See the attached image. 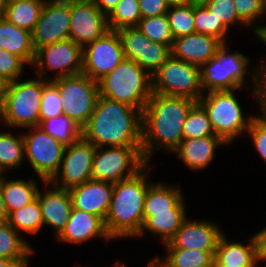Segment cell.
Masks as SVG:
<instances>
[{"label": "cell", "mask_w": 266, "mask_h": 267, "mask_svg": "<svg viewBox=\"0 0 266 267\" xmlns=\"http://www.w3.org/2000/svg\"><path fill=\"white\" fill-rule=\"evenodd\" d=\"M183 198L181 186L153 182L144 199V222L153 216V213L170 212Z\"/></svg>", "instance_id": "27"}, {"label": "cell", "mask_w": 266, "mask_h": 267, "mask_svg": "<svg viewBox=\"0 0 266 267\" xmlns=\"http://www.w3.org/2000/svg\"><path fill=\"white\" fill-rule=\"evenodd\" d=\"M227 144L217 135L182 139L172 152L191 170L200 171L214 161L216 149Z\"/></svg>", "instance_id": "23"}, {"label": "cell", "mask_w": 266, "mask_h": 267, "mask_svg": "<svg viewBox=\"0 0 266 267\" xmlns=\"http://www.w3.org/2000/svg\"><path fill=\"white\" fill-rule=\"evenodd\" d=\"M257 26V27H256ZM253 29V34L256 36L259 41L266 45V24L264 25H256ZM266 58L262 57V60L259 62L258 65L260 72L262 73L266 69Z\"/></svg>", "instance_id": "47"}, {"label": "cell", "mask_w": 266, "mask_h": 267, "mask_svg": "<svg viewBox=\"0 0 266 267\" xmlns=\"http://www.w3.org/2000/svg\"><path fill=\"white\" fill-rule=\"evenodd\" d=\"M96 237L112 240L106 231L104 220L92 213L72 208L66 227L57 239L61 243L83 244Z\"/></svg>", "instance_id": "21"}, {"label": "cell", "mask_w": 266, "mask_h": 267, "mask_svg": "<svg viewBox=\"0 0 266 267\" xmlns=\"http://www.w3.org/2000/svg\"><path fill=\"white\" fill-rule=\"evenodd\" d=\"M222 235L223 232L216 223L208 220H189L187 217L173 238L163 246L208 251L214 257Z\"/></svg>", "instance_id": "18"}, {"label": "cell", "mask_w": 266, "mask_h": 267, "mask_svg": "<svg viewBox=\"0 0 266 267\" xmlns=\"http://www.w3.org/2000/svg\"><path fill=\"white\" fill-rule=\"evenodd\" d=\"M194 25L196 33L215 37L222 43H226L225 38H227L226 34L230 27L222 20H218L204 4L194 3Z\"/></svg>", "instance_id": "35"}, {"label": "cell", "mask_w": 266, "mask_h": 267, "mask_svg": "<svg viewBox=\"0 0 266 267\" xmlns=\"http://www.w3.org/2000/svg\"><path fill=\"white\" fill-rule=\"evenodd\" d=\"M26 129H30V132L22 133L25 157L39 179L49 181L59 169L65 146L39 126Z\"/></svg>", "instance_id": "11"}, {"label": "cell", "mask_w": 266, "mask_h": 267, "mask_svg": "<svg viewBox=\"0 0 266 267\" xmlns=\"http://www.w3.org/2000/svg\"><path fill=\"white\" fill-rule=\"evenodd\" d=\"M229 50L227 43H222L216 50L215 56L200 67L203 92L205 93L206 90L207 92L214 90H242L245 87V77L249 75L253 83L252 95L257 99L256 102L259 106L260 69L258 66H254L252 68L253 71H251L252 74H249L250 59L248 56L237 51L229 53Z\"/></svg>", "instance_id": "4"}, {"label": "cell", "mask_w": 266, "mask_h": 267, "mask_svg": "<svg viewBox=\"0 0 266 267\" xmlns=\"http://www.w3.org/2000/svg\"><path fill=\"white\" fill-rule=\"evenodd\" d=\"M247 133L253 141L255 150L266 163V117L262 113H259L258 116L255 115Z\"/></svg>", "instance_id": "43"}, {"label": "cell", "mask_w": 266, "mask_h": 267, "mask_svg": "<svg viewBox=\"0 0 266 267\" xmlns=\"http://www.w3.org/2000/svg\"><path fill=\"white\" fill-rule=\"evenodd\" d=\"M151 77L152 93L191 98L196 102L204 94L201 68L177 59L172 54Z\"/></svg>", "instance_id": "8"}, {"label": "cell", "mask_w": 266, "mask_h": 267, "mask_svg": "<svg viewBox=\"0 0 266 267\" xmlns=\"http://www.w3.org/2000/svg\"><path fill=\"white\" fill-rule=\"evenodd\" d=\"M9 213L7 211L1 190H0V224L8 221Z\"/></svg>", "instance_id": "50"}, {"label": "cell", "mask_w": 266, "mask_h": 267, "mask_svg": "<svg viewBox=\"0 0 266 267\" xmlns=\"http://www.w3.org/2000/svg\"><path fill=\"white\" fill-rule=\"evenodd\" d=\"M262 15L266 16V0H263V13Z\"/></svg>", "instance_id": "58"}, {"label": "cell", "mask_w": 266, "mask_h": 267, "mask_svg": "<svg viewBox=\"0 0 266 267\" xmlns=\"http://www.w3.org/2000/svg\"><path fill=\"white\" fill-rule=\"evenodd\" d=\"M213 264L227 266L258 267L256 243L252 235L247 245L242 242H229L223 234L216 247Z\"/></svg>", "instance_id": "24"}, {"label": "cell", "mask_w": 266, "mask_h": 267, "mask_svg": "<svg viewBox=\"0 0 266 267\" xmlns=\"http://www.w3.org/2000/svg\"><path fill=\"white\" fill-rule=\"evenodd\" d=\"M24 65L27 64L20 57L0 48V75L8 82L22 77Z\"/></svg>", "instance_id": "42"}, {"label": "cell", "mask_w": 266, "mask_h": 267, "mask_svg": "<svg viewBox=\"0 0 266 267\" xmlns=\"http://www.w3.org/2000/svg\"><path fill=\"white\" fill-rule=\"evenodd\" d=\"M215 135L211 122L204 108L197 102L183 124V139L203 138Z\"/></svg>", "instance_id": "39"}, {"label": "cell", "mask_w": 266, "mask_h": 267, "mask_svg": "<svg viewBox=\"0 0 266 267\" xmlns=\"http://www.w3.org/2000/svg\"><path fill=\"white\" fill-rule=\"evenodd\" d=\"M29 263V261H13L0 258V267H30Z\"/></svg>", "instance_id": "49"}, {"label": "cell", "mask_w": 266, "mask_h": 267, "mask_svg": "<svg viewBox=\"0 0 266 267\" xmlns=\"http://www.w3.org/2000/svg\"><path fill=\"white\" fill-rule=\"evenodd\" d=\"M48 82L49 79L41 77L9 82L0 103V122L8 128L39 126L41 96L43 87Z\"/></svg>", "instance_id": "6"}, {"label": "cell", "mask_w": 266, "mask_h": 267, "mask_svg": "<svg viewBox=\"0 0 266 267\" xmlns=\"http://www.w3.org/2000/svg\"><path fill=\"white\" fill-rule=\"evenodd\" d=\"M185 199L183 198L170 212L153 213L142 226L137 237L144 236L145 231L160 237V241L165 245L175 235L187 218L185 208Z\"/></svg>", "instance_id": "26"}, {"label": "cell", "mask_w": 266, "mask_h": 267, "mask_svg": "<svg viewBox=\"0 0 266 267\" xmlns=\"http://www.w3.org/2000/svg\"><path fill=\"white\" fill-rule=\"evenodd\" d=\"M125 59L136 62L152 76L171 55V49L164 44L148 39L137 27L117 30Z\"/></svg>", "instance_id": "15"}, {"label": "cell", "mask_w": 266, "mask_h": 267, "mask_svg": "<svg viewBox=\"0 0 266 267\" xmlns=\"http://www.w3.org/2000/svg\"><path fill=\"white\" fill-rule=\"evenodd\" d=\"M218 20H222L228 27L239 23L240 26L249 27L237 14L233 0H209L204 3Z\"/></svg>", "instance_id": "41"}, {"label": "cell", "mask_w": 266, "mask_h": 267, "mask_svg": "<svg viewBox=\"0 0 266 267\" xmlns=\"http://www.w3.org/2000/svg\"><path fill=\"white\" fill-rule=\"evenodd\" d=\"M106 16L113 10L120 0H92Z\"/></svg>", "instance_id": "48"}, {"label": "cell", "mask_w": 266, "mask_h": 267, "mask_svg": "<svg viewBox=\"0 0 266 267\" xmlns=\"http://www.w3.org/2000/svg\"><path fill=\"white\" fill-rule=\"evenodd\" d=\"M96 147L83 137L65 147L58 171L48 181L69 190L92 179V164Z\"/></svg>", "instance_id": "13"}, {"label": "cell", "mask_w": 266, "mask_h": 267, "mask_svg": "<svg viewBox=\"0 0 266 267\" xmlns=\"http://www.w3.org/2000/svg\"><path fill=\"white\" fill-rule=\"evenodd\" d=\"M63 114L58 89L49 81L44 87L40 103V119H50Z\"/></svg>", "instance_id": "40"}, {"label": "cell", "mask_w": 266, "mask_h": 267, "mask_svg": "<svg viewBox=\"0 0 266 267\" xmlns=\"http://www.w3.org/2000/svg\"><path fill=\"white\" fill-rule=\"evenodd\" d=\"M99 96L144 111L152 95V77L136 62L124 59L98 81Z\"/></svg>", "instance_id": "5"}, {"label": "cell", "mask_w": 266, "mask_h": 267, "mask_svg": "<svg viewBox=\"0 0 266 267\" xmlns=\"http://www.w3.org/2000/svg\"><path fill=\"white\" fill-rule=\"evenodd\" d=\"M114 183L88 180L69 189L72 208L92 213L103 220L107 216Z\"/></svg>", "instance_id": "19"}, {"label": "cell", "mask_w": 266, "mask_h": 267, "mask_svg": "<svg viewBox=\"0 0 266 267\" xmlns=\"http://www.w3.org/2000/svg\"><path fill=\"white\" fill-rule=\"evenodd\" d=\"M234 90H214L205 92L198 103L206 111L215 135L226 144L247 132L255 115L245 118Z\"/></svg>", "instance_id": "7"}, {"label": "cell", "mask_w": 266, "mask_h": 267, "mask_svg": "<svg viewBox=\"0 0 266 267\" xmlns=\"http://www.w3.org/2000/svg\"><path fill=\"white\" fill-rule=\"evenodd\" d=\"M24 158L25 144L22 132L15 135L10 131L0 130V174H5L8 169L19 168Z\"/></svg>", "instance_id": "32"}, {"label": "cell", "mask_w": 266, "mask_h": 267, "mask_svg": "<svg viewBox=\"0 0 266 267\" xmlns=\"http://www.w3.org/2000/svg\"><path fill=\"white\" fill-rule=\"evenodd\" d=\"M138 0H120L107 15L108 28L117 31L125 27H136L141 19Z\"/></svg>", "instance_id": "36"}, {"label": "cell", "mask_w": 266, "mask_h": 267, "mask_svg": "<svg viewBox=\"0 0 266 267\" xmlns=\"http://www.w3.org/2000/svg\"><path fill=\"white\" fill-rule=\"evenodd\" d=\"M125 59L117 31H107L102 37L83 47L82 73L98 82Z\"/></svg>", "instance_id": "14"}, {"label": "cell", "mask_w": 266, "mask_h": 267, "mask_svg": "<svg viewBox=\"0 0 266 267\" xmlns=\"http://www.w3.org/2000/svg\"><path fill=\"white\" fill-rule=\"evenodd\" d=\"M83 48L71 39L39 48L35 52L33 65L36 76L45 79L46 71L54 72L49 80L82 73Z\"/></svg>", "instance_id": "12"}, {"label": "cell", "mask_w": 266, "mask_h": 267, "mask_svg": "<svg viewBox=\"0 0 266 267\" xmlns=\"http://www.w3.org/2000/svg\"><path fill=\"white\" fill-rule=\"evenodd\" d=\"M5 5L4 1L0 0V16H3L4 14Z\"/></svg>", "instance_id": "55"}, {"label": "cell", "mask_w": 266, "mask_h": 267, "mask_svg": "<svg viewBox=\"0 0 266 267\" xmlns=\"http://www.w3.org/2000/svg\"><path fill=\"white\" fill-rule=\"evenodd\" d=\"M221 45L222 42L215 37L193 33L175 38L171 54L177 59L201 67L215 56Z\"/></svg>", "instance_id": "22"}, {"label": "cell", "mask_w": 266, "mask_h": 267, "mask_svg": "<svg viewBox=\"0 0 266 267\" xmlns=\"http://www.w3.org/2000/svg\"><path fill=\"white\" fill-rule=\"evenodd\" d=\"M168 252L161 260L159 257L150 261L152 267H212L214 257L198 249L165 248Z\"/></svg>", "instance_id": "29"}, {"label": "cell", "mask_w": 266, "mask_h": 267, "mask_svg": "<svg viewBox=\"0 0 266 267\" xmlns=\"http://www.w3.org/2000/svg\"><path fill=\"white\" fill-rule=\"evenodd\" d=\"M259 89H266V69L260 75Z\"/></svg>", "instance_id": "54"}, {"label": "cell", "mask_w": 266, "mask_h": 267, "mask_svg": "<svg viewBox=\"0 0 266 267\" xmlns=\"http://www.w3.org/2000/svg\"><path fill=\"white\" fill-rule=\"evenodd\" d=\"M34 252L28 241L7 222L0 224V258L13 261H29ZM29 257V258H28Z\"/></svg>", "instance_id": "31"}, {"label": "cell", "mask_w": 266, "mask_h": 267, "mask_svg": "<svg viewBox=\"0 0 266 267\" xmlns=\"http://www.w3.org/2000/svg\"><path fill=\"white\" fill-rule=\"evenodd\" d=\"M142 18L166 14L169 5L165 0H138Z\"/></svg>", "instance_id": "45"}, {"label": "cell", "mask_w": 266, "mask_h": 267, "mask_svg": "<svg viewBox=\"0 0 266 267\" xmlns=\"http://www.w3.org/2000/svg\"><path fill=\"white\" fill-rule=\"evenodd\" d=\"M238 16L251 27L253 22L263 19V0H233ZM258 19V20H257Z\"/></svg>", "instance_id": "44"}, {"label": "cell", "mask_w": 266, "mask_h": 267, "mask_svg": "<svg viewBox=\"0 0 266 267\" xmlns=\"http://www.w3.org/2000/svg\"><path fill=\"white\" fill-rule=\"evenodd\" d=\"M44 194L38 190L36 198L39 201L44 226L54 228L55 236L58 237L65 229L70 214L72 212L71 198L69 190L56 187L52 184L53 189H50L48 181L43 182ZM49 186V188H48ZM48 189V190H47ZM46 191V192H45Z\"/></svg>", "instance_id": "20"}, {"label": "cell", "mask_w": 266, "mask_h": 267, "mask_svg": "<svg viewBox=\"0 0 266 267\" xmlns=\"http://www.w3.org/2000/svg\"><path fill=\"white\" fill-rule=\"evenodd\" d=\"M46 0H20L5 5L3 17L32 33Z\"/></svg>", "instance_id": "30"}, {"label": "cell", "mask_w": 266, "mask_h": 267, "mask_svg": "<svg viewBox=\"0 0 266 267\" xmlns=\"http://www.w3.org/2000/svg\"><path fill=\"white\" fill-rule=\"evenodd\" d=\"M170 6L185 5L191 2V0H165Z\"/></svg>", "instance_id": "53"}, {"label": "cell", "mask_w": 266, "mask_h": 267, "mask_svg": "<svg viewBox=\"0 0 266 267\" xmlns=\"http://www.w3.org/2000/svg\"><path fill=\"white\" fill-rule=\"evenodd\" d=\"M212 267H241V266H227L225 264H213Z\"/></svg>", "instance_id": "57"}, {"label": "cell", "mask_w": 266, "mask_h": 267, "mask_svg": "<svg viewBox=\"0 0 266 267\" xmlns=\"http://www.w3.org/2000/svg\"><path fill=\"white\" fill-rule=\"evenodd\" d=\"M167 16L174 39L196 33L194 25V3L170 6Z\"/></svg>", "instance_id": "38"}, {"label": "cell", "mask_w": 266, "mask_h": 267, "mask_svg": "<svg viewBox=\"0 0 266 267\" xmlns=\"http://www.w3.org/2000/svg\"><path fill=\"white\" fill-rule=\"evenodd\" d=\"M39 127L65 147L82 138V127L65 114L40 119Z\"/></svg>", "instance_id": "33"}, {"label": "cell", "mask_w": 266, "mask_h": 267, "mask_svg": "<svg viewBox=\"0 0 266 267\" xmlns=\"http://www.w3.org/2000/svg\"><path fill=\"white\" fill-rule=\"evenodd\" d=\"M7 223L19 234L23 232L33 236L39 233L44 223L38 199L36 198L30 204L12 211L8 216Z\"/></svg>", "instance_id": "34"}, {"label": "cell", "mask_w": 266, "mask_h": 267, "mask_svg": "<svg viewBox=\"0 0 266 267\" xmlns=\"http://www.w3.org/2000/svg\"><path fill=\"white\" fill-rule=\"evenodd\" d=\"M136 27L151 41L167 45L170 49L172 48L174 37L167 14L141 18Z\"/></svg>", "instance_id": "37"}, {"label": "cell", "mask_w": 266, "mask_h": 267, "mask_svg": "<svg viewBox=\"0 0 266 267\" xmlns=\"http://www.w3.org/2000/svg\"><path fill=\"white\" fill-rule=\"evenodd\" d=\"M5 4H9L15 1H20V0H3Z\"/></svg>", "instance_id": "59"}, {"label": "cell", "mask_w": 266, "mask_h": 267, "mask_svg": "<svg viewBox=\"0 0 266 267\" xmlns=\"http://www.w3.org/2000/svg\"><path fill=\"white\" fill-rule=\"evenodd\" d=\"M207 1H209V0H191V2L195 3V4H204Z\"/></svg>", "instance_id": "56"}, {"label": "cell", "mask_w": 266, "mask_h": 267, "mask_svg": "<svg viewBox=\"0 0 266 267\" xmlns=\"http://www.w3.org/2000/svg\"><path fill=\"white\" fill-rule=\"evenodd\" d=\"M259 111L266 117V89H259Z\"/></svg>", "instance_id": "51"}, {"label": "cell", "mask_w": 266, "mask_h": 267, "mask_svg": "<svg viewBox=\"0 0 266 267\" xmlns=\"http://www.w3.org/2000/svg\"><path fill=\"white\" fill-rule=\"evenodd\" d=\"M49 81L61 96L63 114L83 128L90 119L99 97L98 82L83 73Z\"/></svg>", "instance_id": "10"}, {"label": "cell", "mask_w": 266, "mask_h": 267, "mask_svg": "<svg viewBox=\"0 0 266 267\" xmlns=\"http://www.w3.org/2000/svg\"><path fill=\"white\" fill-rule=\"evenodd\" d=\"M69 39L82 48L109 31L107 16L92 0H70Z\"/></svg>", "instance_id": "17"}, {"label": "cell", "mask_w": 266, "mask_h": 267, "mask_svg": "<svg viewBox=\"0 0 266 267\" xmlns=\"http://www.w3.org/2000/svg\"><path fill=\"white\" fill-rule=\"evenodd\" d=\"M8 83L9 82L0 75V103L6 94Z\"/></svg>", "instance_id": "52"}, {"label": "cell", "mask_w": 266, "mask_h": 267, "mask_svg": "<svg viewBox=\"0 0 266 267\" xmlns=\"http://www.w3.org/2000/svg\"><path fill=\"white\" fill-rule=\"evenodd\" d=\"M82 137L95 147L142 146V111L99 96Z\"/></svg>", "instance_id": "2"}, {"label": "cell", "mask_w": 266, "mask_h": 267, "mask_svg": "<svg viewBox=\"0 0 266 267\" xmlns=\"http://www.w3.org/2000/svg\"><path fill=\"white\" fill-rule=\"evenodd\" d=\"M0 48L20 57L27 65H33L35 48L32 33L18 28L3 16H0Z\"/></svg>", "instance_id": "25"}, {"label": "cell", "mask_w": 266, "mask_h": 267, "mask_svg": "<svg viewBox=\"0 0 266 267\" xmlns=\"http://www.w3.org/2000/svg\"><path fill=\"white\" fill-rule=\"evenodd\" d=\"M70 0H46L34 30L35 52L46 45L69 39Z\"/></svg>", "instance_id": "16"}, {"label": "cell", "mask_w": 266, "mask_h": 267, "mask_svg": "<svg viewBox=\"0 0 266 267\" xmlns=\"http://www.w3.org/2000/svg\"><path fill=\"white\" fill-rule=\"evenodd\" d=\"M148 165L136 175L114 183L110 207L104 224L111 239L137 238L142 229L144 199L149 186Z\"/></svg>", "instance_id": "3"}, {"label": "cell", "mask_w": 266, "mask_h": 267, "mask_svg": "<svg viewBox=\"0 0 266 267\" xmlns=\"http://www.w3.org/2000/svg\"><path fill=\"white\" fill-rule=\"evenodd\" d=\"M113 267H125V266L119 262H116Z\"/></svg>", "instance_id": "60"}, {"label": "cell", "mask_w": 266, "mask_h": 267, "mask_svg": "<svg viewBox=\"0 0 266 267\" xmlns=\"http://www.w3.org/2000/svg\"><path fill=\"white\" fill-rule=\"evenodd\" d=\"M258 263L266 261V227L254 234Z\"/></svg>", "instance_id": "46"}, {"label": "cell", "mask_w": 266, "mask_h": 267, "mask_svg": "<svg viewBox=\"0 0 266 267\" xmlns=\"http://www.w3.org/2000/svg\"><path fill=\"white\" fill-rule=\"evenodd\" d=\"M197 102L191 98L152 93L142 112V154L149 163L161 148L171 153L183 139V124Z\"/></svg>", "instance_id": "1"}, {"label": "cell", "mask_w": 266, "mask_h": 267, "mask_svg": "<svg viewBox=\"0 0 266 267\" xmlns=\"http://www.w3.org/2000/svg\"><path fill=\"white\" fill-rule=\"evenodd\" d=\"M37 184L31 178L29 181L20 178L8 180L4 174H0V190L9 214L36 199L39 190Z\"/></svg>", "instance_id": "28"}, {"label": "cell", "mask_w": 266, "mask_h": 267, "mask_svg": "<svg viewBox=\"0 0 266 267\" xmlns=\"http://www.w3.org/2000/svg\"><path fill=\"white\" fill-rule=\"evenodd\" d=\"M147 164L142 146L96 147L92 179L117 183L136 175Z\"/></svg>", "instance_id": "9"}]
</instances>
